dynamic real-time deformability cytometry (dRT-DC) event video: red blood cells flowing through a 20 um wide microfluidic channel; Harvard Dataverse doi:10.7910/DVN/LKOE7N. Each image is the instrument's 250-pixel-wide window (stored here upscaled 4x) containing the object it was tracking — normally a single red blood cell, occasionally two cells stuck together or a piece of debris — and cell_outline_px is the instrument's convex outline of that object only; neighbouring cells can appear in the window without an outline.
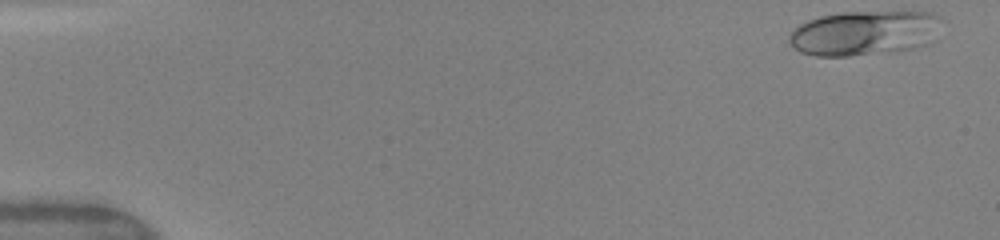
{"species": "human", "species_latin": "Homo sapiens", "temperature_condition": "warm", "stored_images_in_passage": 48, "camera_frame_rate_fps": 3000, "um_per_image_px": 0.085, "donor": {"sex": "female"}, "frame": {"image": 1, "passage_image": 1, "time_ms": 0.0, "image_size_px": [1000, 240], "cell_outline_px": [[940, 16], [924, 44], [912, 48], [896, 52], [848, 56], [816, 56], [800, 52], [788, 40], [788, 36], [800, 24], [808, 20], [820, 16], [844, 12], [932, 12]], "centroid_in_image_um": [73.34, 2.81], "position_along_channel_um": 11.7, "area_um2": 38.84}}
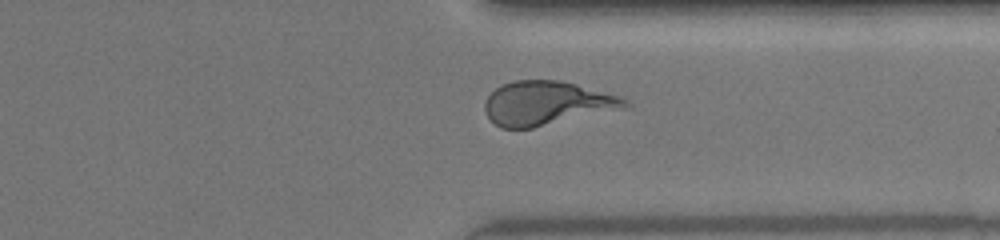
{"frame": {"image": 2, "passage_image": 36, "time_ms": 12.0, "image_size_px": [1000, 240], "cell_outline_px": [[632, 104], [624, 108], [532, 128], [500, 128], [488, 116], [484, 108], [484, 104], [488, 96], [496, 88], [504, 84], [516, 80], [560, 80], [576, 84], [620, 96], [628, 100]], "centroid_in_image_um": [46.48, 8.77], "position_along_channel_um": 364.9, "area_um2": 35.55}}
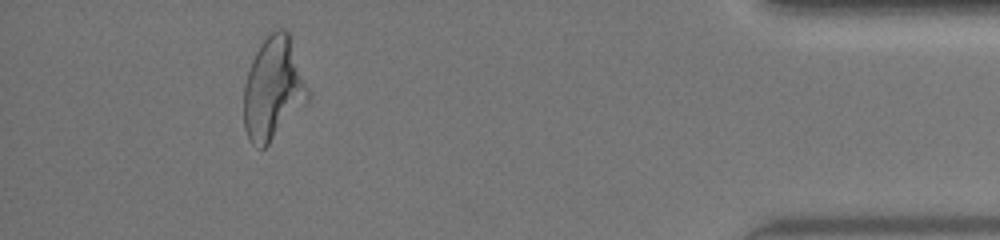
{"frame": {"image": 3, "passage_image": 43, "time_ms": 14.333, "image_size_px": [1000, 240], "cell_outline_px": [[312, 96], [268, 144], [264, 148], [256, 148], [248, 140], [244, 128], [244, 84], [252, 60], [260, 44], [276, 28], [284, 28], [288, 32], [312, 92]], "centroid_in_image_um": [23.25, 7.54], "position_along_channel_um": 412.0, "area_um2": 38.55}}